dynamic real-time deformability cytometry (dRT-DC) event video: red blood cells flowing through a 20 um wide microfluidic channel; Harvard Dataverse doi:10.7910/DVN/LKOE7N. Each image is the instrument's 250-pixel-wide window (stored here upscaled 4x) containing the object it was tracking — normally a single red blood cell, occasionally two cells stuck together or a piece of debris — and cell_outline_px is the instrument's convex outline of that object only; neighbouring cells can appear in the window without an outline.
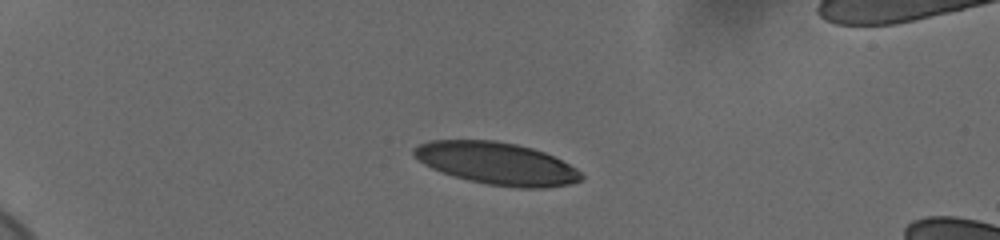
{"species": "human", "species_latin": "Homo sapiens", "temperature_condition": "cold", "stored_images_in_passage": 43, "camera_frame_rate_fps": 3000, "um_per_image_px": 0.085, "donor": {"sex": "female"}, "frame": {"image": 1, "passage_image": 1, "time_ms": 0.0, "image_size_px": [1000, 240], "cell_outline_px": [[584, 176], [580, 180], [568, 184], [544, 188], [520, 188], [488, 184], [468, 180], [452, 176], [432, 168], [424, 164], [412, 152], [412, 148], [428, 140], [496, 140], [516, 144], [532, 148], [544, 152], [576, 168]], "centroid_in_image_um": [42.2, 13.89], "position_along_channel_um": 42.8, "area_um2": 41.04}}
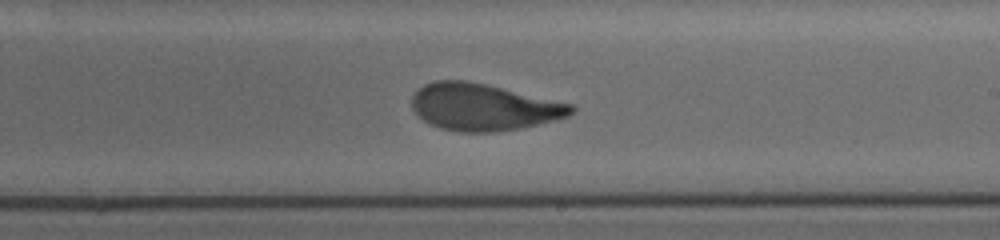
{"frame": {"image": 2, "passage_image": 23, "time_ms": 7.333, "image_size_px": [1000, 240], "cell_outline_px": [[576, 112], [568, 116], [520, 128], [496, 132], [460, 132], [440, 128], [424, 120], [412, 108], [412, 96], [424, 84], [436, 80], [468, 80], [572, 104], [576, 108]], "centroid_in_image_um": [41.09, 9.1], "position_along_channel_um": 247.9, "area_um2": 43.18}}
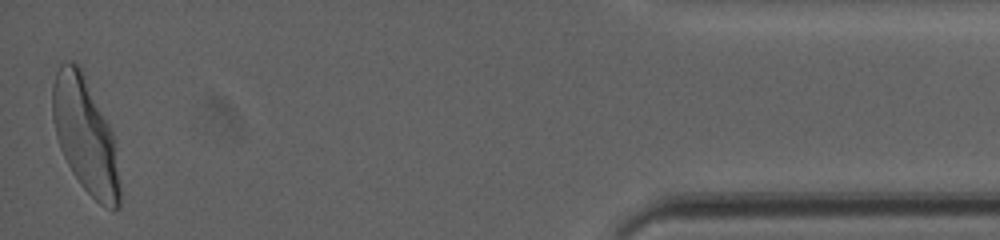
{"frame": {"image": 3, "passage_image": 43, "time_ms": 14.0, "image_size_px": [1000, 240], "cell_outline_px": [[120, 208], [112, 212], [104, 208], [80, 184], [72, 172], [60, 148], [56, 136], [52, 116], [52, 84], [56, 72], [60, 64], [68, 60], [72, 60], [80, 68], [116, 140], [120, 184]], "centroid_in_image_um": [7.26, 11.57], "position_along_channel_um": 427.9, "area_um2": 45.2}, "authors_computed_cell_mechanics": {"area_um2": 43.6968, "velocity_mm_per_s": 3.6613, "shape_relaxation_time_tau1_ms": 4.075, "shape_relaxation_time_tau2_ms": 0.9207, "deformation_change_tau1": 0.1897, "deformation_change_tau2": 0.078}}